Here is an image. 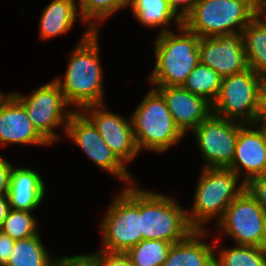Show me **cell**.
I'll list each match as a JSON object with an SVG mask.
<instances>
[{"mask_svg":"<svg viewBox=\"0 0 266 266\" xmlns=\"http://www.w3.org/2000/svg\"><path fill=\"white\" fill-rule=\"evenodd\" d=\"M98 31L86 29L71 55L64 80L56 78L67 103L81 111L104 103L103 71L99 55Z\"/></svg>","mask_w":266,"mask_h":266,"instance_id":"6da1fadb","label":"cell"},{"mask_svg":"<svg viewBox=\"0 0 266 266\" xmlns=\"http://www.w3.org/2000/svg\"><path fill=\"white\" fill-rule=\"evenodd\" d=\"M179 33L162 29L154 41L155 68L149 77L153 87L182 86L199 63L200 37L183 24Z\"/></svg>","mask_w":266,"mask_h":266,"instance_id":"7a4b0ae2","label":"cell"},{"mask_svg":"<svg viewBox=\"0 0 266 266\" xmlns=\"http://www.w3.org/2000/svg\"><path fill=\"white\" fill-rule=\"evenodd\" d=\"M201 172L193 207L186 210L188 222L195 230H206L205 225L212 218H217V223L231 202L246 188L245 182L229 168H203Z\"/></svg>","mask_w":266,"mask_h":266,"instance_id":"3957f363","label":"cell"},{"mask_svg":"<svg viewBox=\"0 0 266 266\" xmlns=\"http://www.w3.org/2000/svg\"><path fill=\"white\" fill-rule=\"evenodd\" d=\"M130 119L139 152L148 149L163 153L184 138V134L171 116L163 95L156 88H152L143 97Z\"/></svg>","mask_w":266,"mask_h":266,"instance_id":"277c9868","label":"cell"},{"mask_svg":"<svg viewBox=\"0 0 266 266\" xmlns=\"http://www.w3.org/2000/svg\"><path fill=\"white\" fill-rule=\"evenodd\" d=\"M260 12L251 0H198L182 24L200 38L242 33Z\"/></svg>","mask_w":266,"mask_h":266,"instance_id":"5b68a950","label":"cell"},{"mask_svg":"<svg viewBox=\"0 0 266 266\" xmlns=\"http://www.w3.org/2000/svg\"><path fill=\"white\" fill-rule=\"evenodd\" d=\"M100 224L103 248L99 251L126 253L141 242V188L134 183L124 187Z\"/></svg>","mask_w":266,"mask_h":266,"instance_id":"8992f818","label":"cell"},{"mask_svg":"<svg viewBox=\"0 0 266 266\" xmlns=\"http://www.w3.org/2000/svg\"><path fill=\"white\" fill-rule=\"evenodd\" d=\"M195 229L189 224L187 212L168 195L141 189V232L143 239L177 243Z\"/></svg>","mask_w":266,"mask_h":266,"instance_id":"52a82bcc","label":"cell"},{"mask_svg":"<svg viewBox=\"0 0 266 266\" xmlns=\"http://www.w3.org/2000/svg\"><path fill=\"white\" fill-rule=\"evenodd\" d=\"M12 94L24 105L34 127L50 144L59 140V135L54 128L63 127L66 132L67 123L76 111L73 108L68 109L71 106L55 81L47 82L38 89H34L31 96L14 91Z\"/></svg>","mask_w":266,"mask_h":266,"instance_id":"ba28073f","label":"cell"},{"mask_svg":"<svg viewBox=\"0 0 266 266\" xmlns=\"http://www.w3.org/2000/svg\"><path fill=\"white\" fill-rule=\"evenodd\" d=\"M261 76L252 69L222 77L213 114L241 123H255L258 110Z\"/></svg>","mask_w":266,"mask_h":266,"instance_id":"9c48e42d","label":"cell"},{"mask_svg":"<svg viewBox=\"0 0 266 266\" xmlns=\"http://www.w3.org/2000/svg\"><path fill=\"white\" fill-rule=\"evenodd\" d=\"M236 245L266 247V212L245 190L227 207L216 223Z\"/></svg>","mask_w":266,"mask_h":266,"instance_id":"30bf717a","label":"cell"},{"mask_svg":"<svg viewBox=\"0 0 266 266\" xmlns=\"http://www.w3.org/2000/svg\"><path fill=\"white\" fill-rule=\"evenodd\" d=\"M243 124L212 113L192 131L204 158L203 168H228L232 164L238 131Z\"/></svg>","mask_w":266,"mask_h":266,"instance_id":"8fae6325","label":"cell"},{"mask_svg":"<svg viewBox=\"0 0 266 266\" xmlns=\"http://www.w3.org/2000/svg\"><path fill=\"white\" fill-rule=\"evenodd\" d=\"M65 133L96 166L125 181L128 186L135 183L127 165L109 148L93 123L81 111L76 110L71 115Z\"/></svg>","mask_w":266,"mask_h":266,"instance_id":"7c38bea8","label":"cell"},{"mask_svg":"<svg viewBox=\"0 0 266 266\" xmlns=\"http://www.w3.org/2000/svg\"><path fill=\"white\" fill-rule=\"evenodd\" d=\"M199 62L221 77L249 69L242 33L200 38Z\"/></svg>","mask_w":266,"mask_h":266,"instance_id":"4fadbf2b","label":"cell"},{"mask_svg":"<svg viewBox=\"0 0 266 266\" xmlns=\"http://www.w3.org/2000/svg\"><path fill=\"white\" fill-rule=\"evenodd\" d=\"M105 104L84 107L81 112L93 123L100 136L126 165L139 153L133 135L131 119L109 112Z\"/></svg>","mask_w":266,"mask_h":266,"instance_id":"5bb4252c","label":"cell"},{"mask_svg":"<svg viewBox=\"0 0 266 266\" xmlns=\"http://www.w3.org/2000/svg\"><path fill=\"white\" fill-rule=\"evenodd\" d=\"M228 168L233 170L240 178L243 176L242 180L245 182V184L251 178L265 174V126H258L257 123H245L239 128L238 137L235 144V155L232 164ZM243 171L244 175L241 174Z\"/></svg>","mask_w":266,"mask_h":266,"instance_id":"9a60e30c","label":"cell"},{"mask_svg":"<svg viewBox=\"0 0 266 266\" xmlns=\"http://www.w3.org/2000/svg\"><path fill=\"white\" fill-rule=\"evenodd\" d=\"M176 126L186 135L193 131L212 113V104L206 99L190 93L182 86H159Z\"/></svg>","mask_w":266,"mask_h":266,"instance_id":"2e32d148","label":"cell"},{"mask_svg":"<svg viewBox=\"0 0 266 266\" xmlns=\"http://www.w3.org/2000/svg\"><path fill=\"white\" fill-rule=\"evenodd\" d=\"M48 145L28 117L24 105L10 92L0 104V144Z\"/></svg>","mask_w":266,"mask_h":266,"instance_id":"e0dca14e","label":"cell"},{"mask_svg":"<svg viewBox=\"0 0 266 266\" xmlns=\"http://www.w3.org/2000/svg\"><path fill=\"white\" fill-rule=\"evenodd\" d=\"M45 183L39 173L26 167H12L7 192L10 207L32 212L45 196Z\"/></svg>","mask_w":266,"mask_h":266,"instance_id":"ac0fdd59","label":"cell"},{"mask_svg":"<svg viewBox=\"0 0 266 266\" xmlns=\"http://www.w3.org/2000/svg\"><path fill=\"white\" fill-rule=\"evenodd\" d=\"M206 230H194L184 240L172 244L163 266H214L216 246L203 242Z\"/></svg>","mask_w":266,"mask_h":266,"instance_id":"d6986e66","label":"cell"},{"mask_svg":"<svg viewBox=\"0 0 266 266\" xmlns=\"http://www.w3.org/2000/svg\"><path fill=\"white\" fill-rule=\"evenodd\" d=\"M76 0H52L40 16V38L43 40L68 32L78 20Z\"/></svg>","mask_w":266,"mask_h":266,"instance_id":"ffe728a7","label":"cell"},{"mask_svg":"<svg viewBox=\"0 0 266 266\" xmlns=\"http://www.w3.org/2000/svg\"><path fill=\"white\" fill-rule=\"evenodd\" d=\"M242 40L249 68L266 76V13H259L243 29Z\"/></svg>","mask_w":266,"mask_h":266,"instance_id":"44dd1931","label":"cell"},{"mask_svg":"<svg viewBox=\"0 0 266 266\" xmlns=\"http://www.w3.org/2000/svg\"><path fill=\"white\" fill-rule=\"evenodd\" d=\"M127 6L131 7L133 15L143 26L158 28L172 23L176 28L182 25V20L168 5L167 0H130Z\"/></svg>","mask_w":266,"mask_h":266,"instance_id":"7402d4cb","label":"cell"},{"mask_svg":"<svg viewBox=\"0 0 266 266\" xmlns=\"http://www.w3.org/2000/svg\"><path fill=\"white\" fill-rule=\"evenodd\" d=\"M222 77L212 68L200 62L189 73L182 87L213 104L221 88Z\"/></svg>","mask_w":266,"mask_h":266,"instance_id":"603a6c76","label":"cell"},{"mask_svg":"<svg viewBox=\"0 0 266 266\" xmlns=\"http://www.w3.org/2000/svg\"><path fill=\"white\" fill-rule=\"evenodd\" d=\"M48 253L38 233L26 239L15 240L5 266H48L51 258Z\"/></svg>","mask_w":266,"mask_h":266,"instance_id":"cb8c5ba5","label":"cell"},{"mask_svg":"<svg viewBox=\"0 0 266 266\" xmlns=\"http://www.w3.org/2000/svg\"><path fill=\"white\" fill-rule=\"evenodd\" d=\"M214 266H266V247L236 245L219 250Z\"/></svg>","mask_w":266,"mask_h":266,"instance_id":"d4e9b609","label":"cell"},{"mask_svg":"<svg viewBox=\"0 0 266 266\" xmlns=\"http://www.w3.org/2000/svg\"><path fill=\"white\" fill-rule=\"evenodd\" d=\"M172 243L163 240L143 239L126 254L133 266H163Z\"/></svg>","mask_w":266,"mask_h":266,"instance_id":"484cf974","label":"cell"},{"mask_svg":"<svg viewBox=\"0 0 266 266\" xmlns=\"http://www.w3.org/2000/svg\"><path fill=\"white\" fill-rule=\"evenodd\" d=\"M78 4L81 21L92 31H98V22L103 23L116 11L127 7L126 0H79Z\"/></svg>","mask_w":266,"mask_h":266,"instance_id":"4316f807","label":"cell"},{"mask_svg":"<svg viewBox=\"0 0 266 266\" xmlns=\"http://www.w3.org/2000/svg\"><path fill=\"white\" fill-rule=\"evenodd\" d=\"M37 224L31 212L11 208L0 230L13 240H20L37 235Z\"/></svg>","mask_w":266,"mask_h":266,"instance_id":"83f0119b","label":"cell"},{"mask_svg":"<svg viewBox=\"0 0 266 266\" xmlns=\"http://www.w3.org/2000/svg\"><path fill=\"white\" fill-rule=\"evenodd\" d=\"M48 266H96V253L50 258Z\"/></svg>","mask_w":266,"mask_h":266,"instance_id":"f1b7e54d","label":"cell"},{"mask_svg":"<svg viewBox=\"0 0 266 266\" xmlns=\"http://www.w3.org/2000/svg\"><path fill=\"white\" fill-rule=\"evenodd\" d=\"M96 266H133L126 253L96 252Z\"/></svg>","mask_w":266,"mask_h":266,"instance_id":"f546056e","label":"cell"},{"mask_svg":"<svg viewBox=\"0 0 266 266\" xmlns=\"http://www.w3.org/2000/svg\"><path fill=\"white\" fill-rule=\"evenodd\" d=\"M245 187L266 212V174L251 178Z\"/></svg>","mask_w":266,"mask_h":266,"instance_id":"4dcf8cb0","label":"cell"},{"mask_svg":"<svg viewBox=\"0 0 266 266\" xmlns=\"http://www.w3.org/2000/svg\"><path fill=\"white\" fill-rule=\"evenodd\" d=\"M256 123L266 127V76L261 78Z\"/></svg>","mask_w":266,"mask_h":266,"instance_id":"1f68e13d","label":"cell"},{"mask_svg":"<svg viewBox=\"0 0 266 266\" xmlns=\"http://www.w3.org/2000/svg\"><path fill=\"white\" fill-rule=\"evenodd\" d=\"M197 1L198 0H167L170 8L182 21L193 10Z\"/></svg>","mask_w":266,"mask_h":266,"instance_id":"d6a6232c","label":"cell"},{"mask_svg":"<svg viewBox=\"0 0 266 266\" xmlns=\"http://www.w3.org/2000/svg\"><path fill=\"white\" fill-rule=\"evenodd\" d=\"M14 165L0 156V195L7 194L10 184V173Z\"/></svg>","mask_w":266,"mask_h":266,"instance_id":"836d02e7","label":"cell"},{"mask_svg":"<svg viewBox=\"0 0 266 266\" xmlns=\"http://www.w3.org/2000/svg\"><path fill=\"white\" fill-rule=\"evenodd\" d=\"M15 240L0 230V266H5L10 259Z\"/></svg>","mask_w":266,"mask_h":266,"instance_id":"e575fe53","label":"cell"},{"mask_svg":"<svg viewBox=\"0 0 266 266\" xmlns=\"http://www.w3.org/2000/svg\"><path fill=\"white\" fill-rule=\"evenodd\" d=\"M11 207L7 194L0 195V229Z\"/></svg>","mask_w":266,"mask_h":266,"instance_id":"d590c367","label":"cell"},{"mask_svg":"<svg viewBox=\"0 0 266 266\" xmlns=\"http://www.w3.org/2000/svg\"><path fill=\"white\" fill-rule=\"evenodd\" d=\"M251 2L260 13H266V0H251Z\"/></svg>","mask_w":266,"mask_h":266,"instance_id":"8d00e7d4","label":"cell"},{"mask_svg":"<svg viewBox=\"0 0 266 266\" xmlns=\"http://www.w3.org/2000/svg\"><path fill=\"white\" fill-rule=\"evenodd\" d=\"M8 94H3V93H1L0 92V104H1V102L6 98V96H7Z\"/></svg>","mask_w":266,"mask_h":266,"instance_id":"74e56055","label":"cell"}]
</instances>
